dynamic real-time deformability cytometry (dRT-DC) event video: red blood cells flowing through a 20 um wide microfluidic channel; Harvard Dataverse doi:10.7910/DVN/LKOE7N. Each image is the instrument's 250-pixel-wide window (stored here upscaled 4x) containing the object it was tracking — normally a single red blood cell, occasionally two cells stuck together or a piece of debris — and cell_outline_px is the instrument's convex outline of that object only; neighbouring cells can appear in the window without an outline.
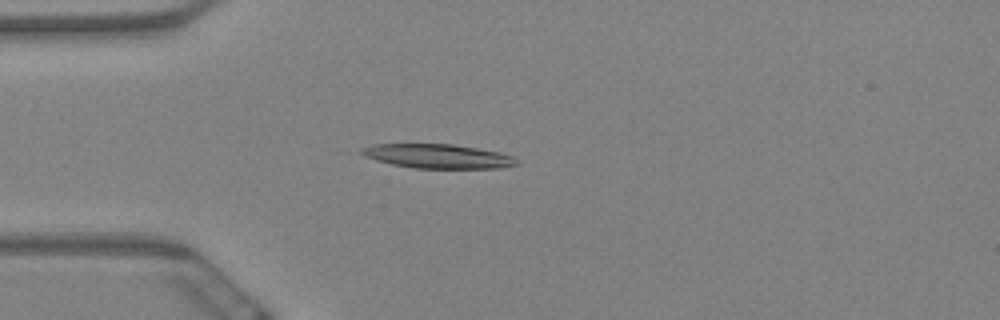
{"species": "Egyptian fruit bat (a non-hibernating species)", "species_latin": "Rousettus aegyptiacus", "temperature_condition": "warm", "stored_images_in_passage": 11, "camera_frame_rate_fps": 3000, "um_per_image_px": 0.085, "animal": {"sex": "female"}, "frame": {"image": 1, "passage_image": 5, "time_ms": 1.333, "image_size_px": [1000, 320], "cell_outline_px": [[520, 164], [500, 168], [412, 168], [392, 164], [376, 160], [364, 156], [356, 152], [360, 148], [372, 144], [452, 144], [500, 152], [512, 156], [520, 160]], "centroid_in_image_um": [37.19, 13.28], "position_along_channel_um": 47.8, "area_um2": 22.08}}
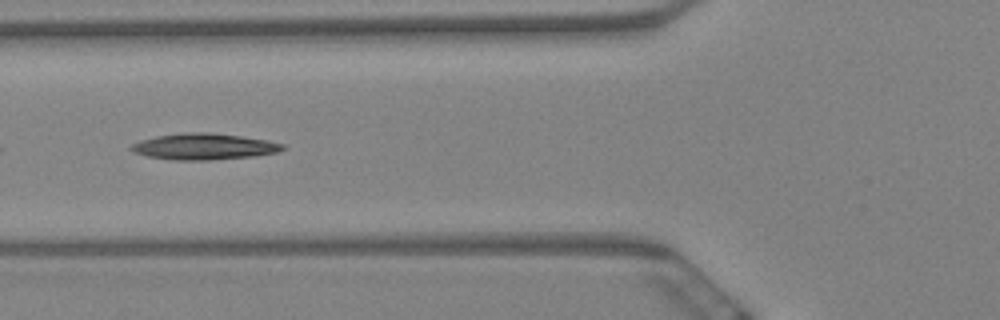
{"frame": {"image": 2, "passage_image": 7, "time_ms": 2.0, "image_size_px": [1000, 320], "cell_outline_px": [[284, 148], [276, 152], [256, 156], [208, 160], [172, 160], [148, 156], [136, 152], [128, 148], [132, 144], [140, 140], [156, 136], [184, 132], [212, 132], [244, 136], [268, 140], [284, 144]], "centroid_in_image_um": [17.35, 12.44], "position_along_channel_um": 108.5, "area_um2": 23.24}}
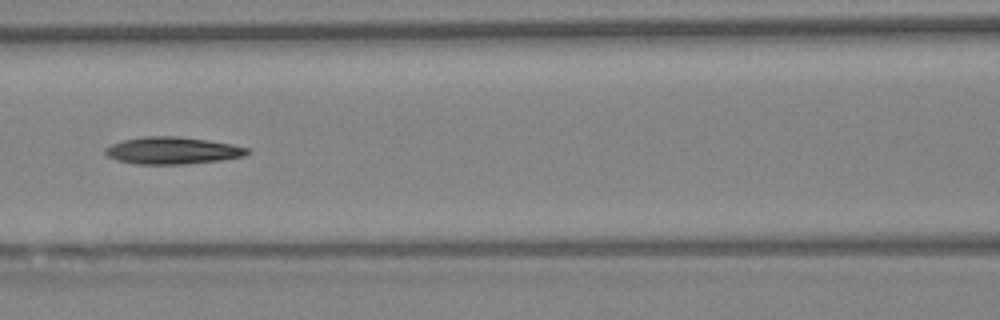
{"frame": {"image": 3, "passage_image": 8, "time_ms": 2.333, "image_size_px": [1000, 320], "cell_outline_px": [[252, 152], [244, 156], [220, 160], [184, 164], [136, 164], [116, 160], [108, 156], [104, 152], [104, 148], [112, 144], [124, 140], [144, 136], [176, 136], [208, 140], [232, 144], [248, 148]], "centroid_in_image_um": [14.66, 12.79], "position_along_channel_um": 151.9, "area_um2": 22.43}}